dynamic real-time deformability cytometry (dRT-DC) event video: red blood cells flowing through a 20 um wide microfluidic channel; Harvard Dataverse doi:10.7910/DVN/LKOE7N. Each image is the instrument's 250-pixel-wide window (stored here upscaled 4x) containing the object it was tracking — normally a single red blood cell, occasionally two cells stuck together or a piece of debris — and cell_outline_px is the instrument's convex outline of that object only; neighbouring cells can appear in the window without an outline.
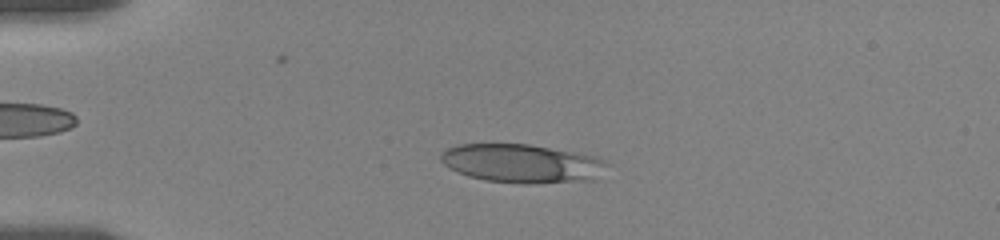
{"species": "human", "species_latin": "Homo sapiens", "temperature_condition": "room temperature", "stored_images_in_passage": 56, "camera_frame_rate_fps": 3000, "um_per_image_px": 0.085, "donor": {"sex": "female"}, "frame": {"image": 1, "passage_image": 13, "time_ms": 4.0, "image_size_px": [1000, 240], "cell_outline_px": [[612, 164], [592, 180], [532, 184], [524, 184], [484, 180], [468, 176], [448, 168], [440, 160], [440, 152], [448, 148], [460, 144], [528, 144], [576, 152], [596, 156]], "centroid_in_image_um": [44.38, 13.89], "position_along_channel_um": 40.6, "area_um2": 37.74}}
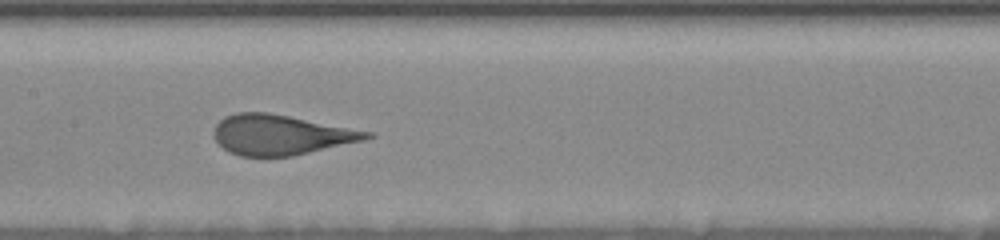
{"frame": {"image": 2, "passage_image": 28, "time_ms": 9.0, "image_size_px": [1000, 240], "cell_outline_px": [[376, 136], [364, 140], [292, 156], [240, 156], [228, 152], [216, 140], [212, 132], [216, 124], [224, 116], [236, 112], [268, 112], [372, 132]], "centroid_in_image_um": [23.83, 11.45], "position_along_channel_um": 183.6, "area_um2": 35.55}}
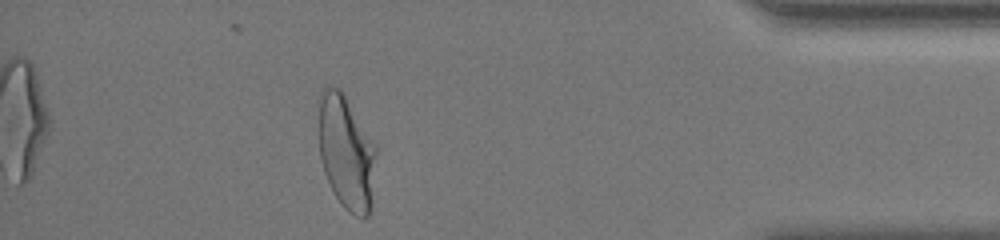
{"frame": {"image": 3, "passage_image": 50, "time_ms": 16.333, "image_size_px": [1000, 240], "cell_outline_px": [[376, 152], [372, 208], [368, 216], [356, 216], [348, 212], [344, 208], [336, 196], [324, 172], [320, 160], [316, 100], [324, 88], [328, 84], [340, 88], [344, 92], [376, 144]], "centroid_in_image_um": [29.41, 12.86], "position_along_channel_um": 405.8, "area_um2": 39.42}, "authors_computed_cell_mechanics": {"area_um2": 37.3099, "velocity_mm_per_s": 3.5347, "shape_relaxation_time_tau1_ms": 4.5501, "shape_relaxation_time_tau2_ms": null, "deformation_change_tau1": 0.1803, "deformation_change_tau2": null}}